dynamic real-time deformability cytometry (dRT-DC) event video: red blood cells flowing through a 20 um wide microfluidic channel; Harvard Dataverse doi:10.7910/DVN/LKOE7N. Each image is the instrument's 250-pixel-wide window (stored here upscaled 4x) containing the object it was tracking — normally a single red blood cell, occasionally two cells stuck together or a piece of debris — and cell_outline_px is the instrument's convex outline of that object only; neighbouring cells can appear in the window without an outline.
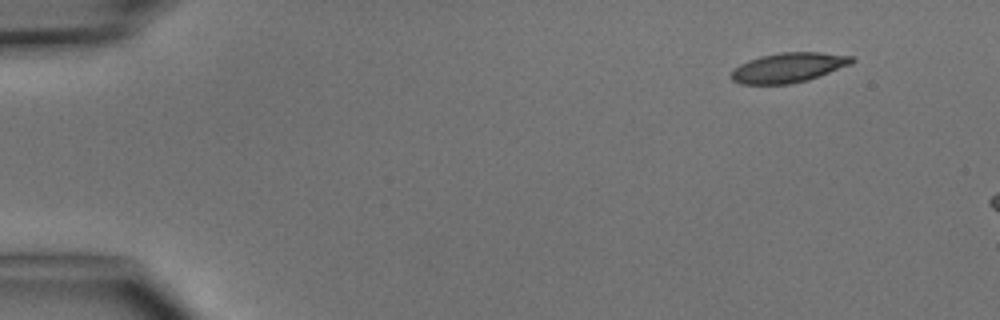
{"species": "common noctule bat (a hibernating species)", "species_latin": "Nyctalus noctula", "temperature_condition": "cold", "stored_images_in_passage": 5, "segment_of_instrument_passage": [2, 2], "camera_frame_rate_fps": 3000, "um_per_image_px": 0.085, "animal": {"sex": "male", "body_mass_g": 15.6}, "frame": {"image": 1, "passage_image": 5, "time_ms": 4.667, "image_size_px": [1000, 320], "cell_outline_px": [[856, 60], [852, 64], [808, 80], [788, 84], [740, 84], [732, 80], [732, 72], [740, 64], [748, 60], [780, 52], [820, 52], [852, 56]], "centroid_in_image_um": [67.06, 5.74], "position_along_channel_um": 17.9, "area_um2": 20.75}}